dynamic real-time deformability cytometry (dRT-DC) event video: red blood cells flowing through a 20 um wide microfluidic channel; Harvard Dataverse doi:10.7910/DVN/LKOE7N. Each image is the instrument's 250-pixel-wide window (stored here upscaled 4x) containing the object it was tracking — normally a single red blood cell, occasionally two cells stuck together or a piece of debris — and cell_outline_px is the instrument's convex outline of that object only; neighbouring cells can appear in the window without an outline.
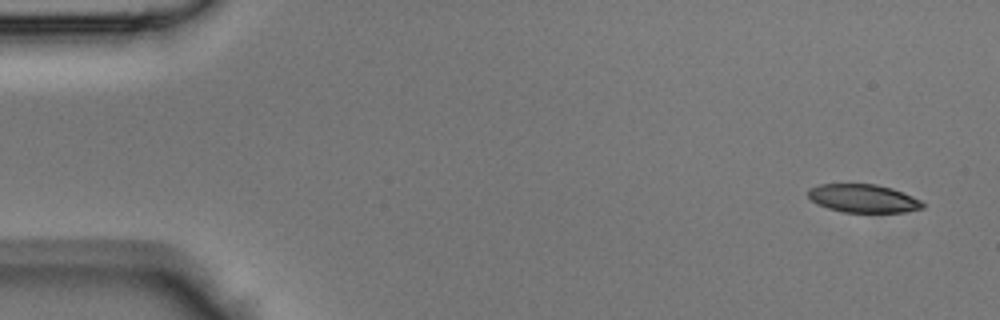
{"species": "Egyptian fruit bat (a non-hibernating species)", "species_latin": "Rousettus aegyptiacus", "temperature_condition": "room temperature", "stored_images_in_passage": 46, "camera_frame_rate_fps": 3000, "um_per_image_px": 0.085, "animal": {"sex": "male"}, "frame": {"image": 1, "passage_image": 1, "time_ms": 0.0, "image_size_px": [1000, 320], "cell_outline_px": [[924, 208], [904, 212], [844, 212], [828, 208], [816, 204], [808, 196], [808, 188], [820, 184], [876, 184], [892, 188], [912, 196], [920, 200], [924, 204]], "centroid_in_image_um": [73.36, 16.86], "position_along_channel_um": 11.6, "area_um2": 18.84}}
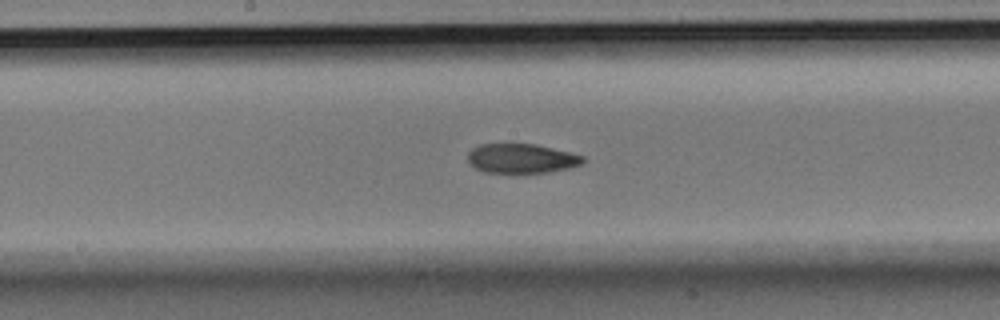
{"frame": {"image": 2, "passage_image": 23, "time_ms": 7.333, "image_size_px": [1000, 320], "cell_outline_px": [[584, 160], [580, 164], [568, 168], [548, 172], [484, 172], [476, 168], [468, 160], [468, 152], [472, 148], [480, 144], [536, 144], [584, 156]], "centroid_in_image_um": [44.3, 13.46], "position_along_channel_um": 203.9, "area_um2": 19.42}}
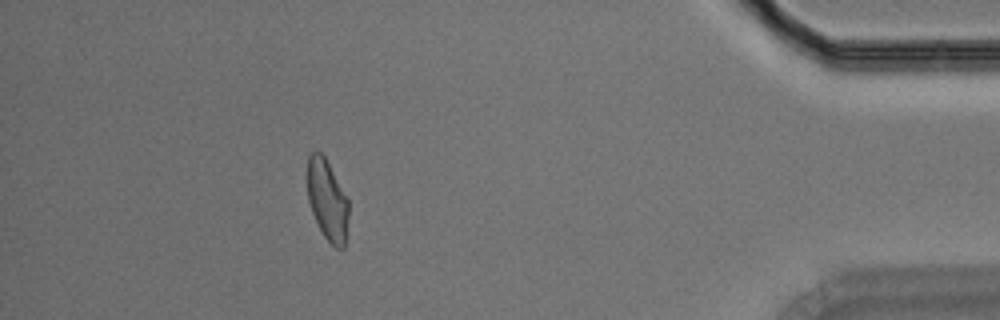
{"frame": {"image": 3, "passage_image": 41, "time_ms": 13.333, "image_size_px": [1000, 320], "cell_outline_px": [[348, 216], [344, 248], [336, 248], [324, 236], [312, 212], [308, 200], [308, 156], [312, 152], [320, 152], [324, 156], [348, 200]], "centroid_in_image_um": [27.82, 17.02], "position_along_channel_um": 407.4, "area_um2": 18.84}}